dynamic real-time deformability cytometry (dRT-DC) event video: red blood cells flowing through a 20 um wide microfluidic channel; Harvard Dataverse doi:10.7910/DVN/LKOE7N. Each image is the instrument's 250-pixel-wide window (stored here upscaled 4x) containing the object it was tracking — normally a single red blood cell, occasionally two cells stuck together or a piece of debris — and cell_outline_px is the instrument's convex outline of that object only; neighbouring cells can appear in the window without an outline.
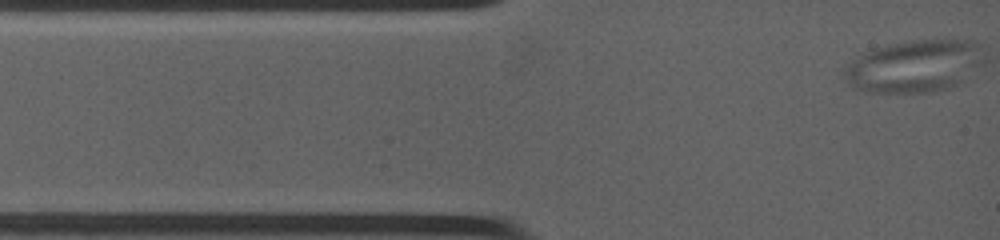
{"species": "common noctule bat (a hibernating species)", "species_latin": "Nyctalus noctula", "temperature_condition": "warm", "stored_images_in_passage": 6, "camera_frame_rate_fps": 4500, "um_per_image_px": 0.085, "animal": {"sex": "female", "body_mass_g": 19.0, "forearm_length_mm": 53.3}, "frame": {"image": 1, "passage_image": 1, "time_ms": 0.0, "image_size_px": [1000, 240], "cell_outline_px": [[972, 44], [948, 80], [940, 88], [928, 92], [876, 92], [856, 88], [852, 84], [848, 76], [848, 72], [852, 64], [868, 52], [896, 44], [920, 40], [972, 40]], "centroid_in_image_um": [77.25, 5.63], "position_along_channel_um": 7.8, "area_um2": 35.08}}